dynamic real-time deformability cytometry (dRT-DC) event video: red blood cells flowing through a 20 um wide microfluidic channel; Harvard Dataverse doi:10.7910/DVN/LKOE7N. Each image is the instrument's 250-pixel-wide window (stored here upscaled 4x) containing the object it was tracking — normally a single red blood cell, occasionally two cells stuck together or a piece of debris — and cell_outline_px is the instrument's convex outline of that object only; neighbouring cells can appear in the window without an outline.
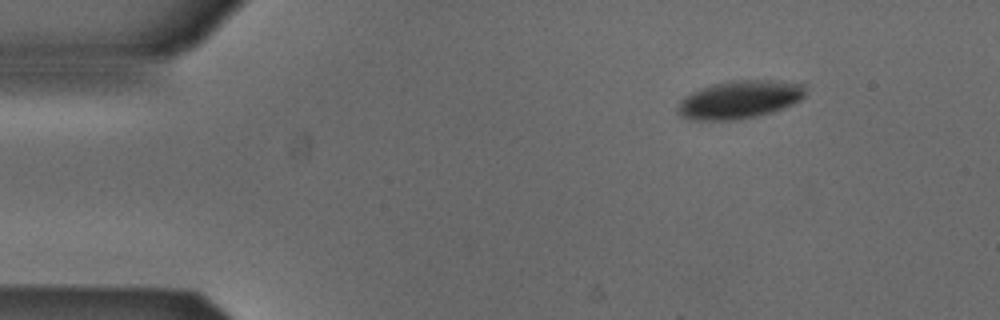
{"species": "Egyptian fruit bat (a non-hibernating species)", "species_latin": "Rousettus aegyptiacus", "temperature_condition": "cold", "stored_images_in_passage": 3, "camera_frame_rate_fps": 3000, "um_per_image_px": 0.085, "animal": {"sex": "male"}, "frame": {"image": 1, "passage_image": 1, "time_ms": 0.0, "image_size_px": [1000, 320], "cell_outline_px": [[804, 96], [800, 100], [784, 108], [772, 112], [756, 116], [736, 120], [688, 120], [680, 116], [676, 112], [676, 108], [680, 100], [684, 96], [700, 88], [712, 84], [728, 80], [776, 80], [804, 84]], "centroid_in_image_um": [62.81, 8.46], "position_along_channel_um": 22.2, "area_um2": 28.61}}